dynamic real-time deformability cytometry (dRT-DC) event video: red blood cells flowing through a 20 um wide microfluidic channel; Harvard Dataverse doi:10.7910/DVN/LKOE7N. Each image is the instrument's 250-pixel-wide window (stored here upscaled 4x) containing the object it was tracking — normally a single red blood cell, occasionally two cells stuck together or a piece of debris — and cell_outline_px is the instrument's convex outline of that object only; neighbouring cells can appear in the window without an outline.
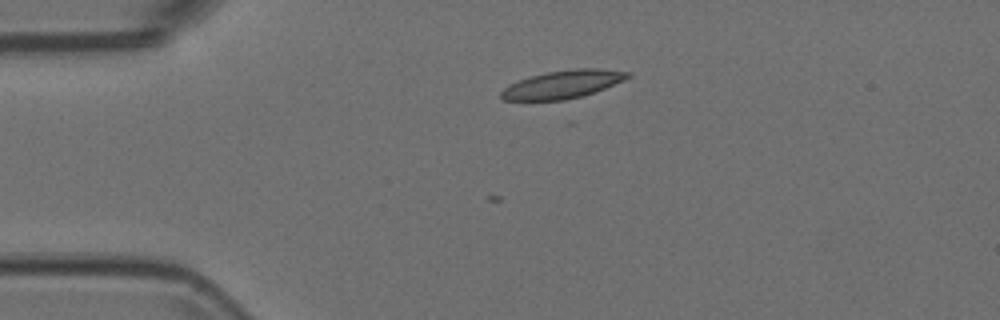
{"species": "Egyptian fruit bat (a non-hibernating species)", "species_latin": "Rousettus aegyptiacus", "temperature_condition": "room temperature", "stored_images_in_passage": 2, "camera_frame_rate_fps": 3000, "um_per_image_px": 0.085, "animal": {"sex": "female"}, "frame": {"image": 1, "passage_image": 2, "time_ms": 0.333, "image_size_px": [1000, 320], "cell_outline_px": [[632, 76], [624, 80], [604, 88], [580, 96], [564, 100], [504, 100], [500, 96], [500, 92], [504, 88], [520, 80], [532, 76], [548, 72], [576, 68], [596, 68], [628, 72]], "centroid_in_image_um": [47.84, 7.17], "position_along_channel_um": 37.2, "area_um2": 20.17}}